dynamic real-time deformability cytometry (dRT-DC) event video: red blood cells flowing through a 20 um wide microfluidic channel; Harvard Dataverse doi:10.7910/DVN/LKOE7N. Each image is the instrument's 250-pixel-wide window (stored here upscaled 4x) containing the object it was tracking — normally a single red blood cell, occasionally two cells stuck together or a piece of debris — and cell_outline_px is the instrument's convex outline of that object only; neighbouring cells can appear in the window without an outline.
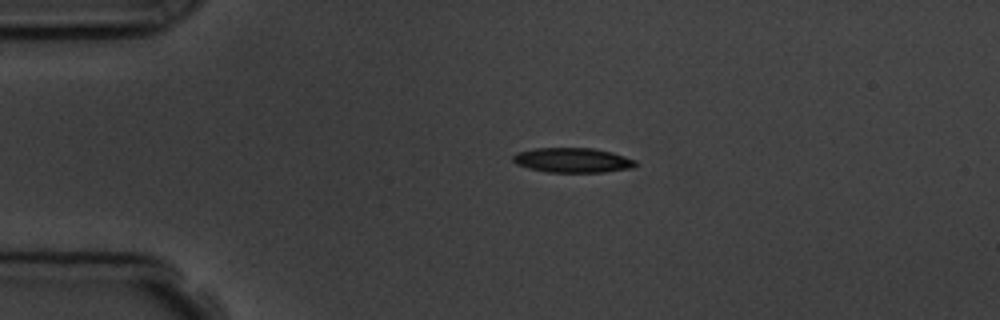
{"species": "common noctule bat (a hibernating species)", "species_latin": "Nyctalus noctula", "temperature_condition": "room temperature", "stored_images_in_passage": 3, "camera_frame_rate_fps": 3000, "um_per_image_px": 0.085, "animal": {"sex": "male", "body_mass_g": 19.5, "forearm_length_mm": 54.6}, "frame": {"image": 1, "passage_image": 2, "time_ms": 1.333, "image_size_px": [1000, 320], "cell_outline_px": [[640, 164], [632, 168], [604, 172], [548, 172], [528, 168], [516, 164], [512, 160], [512, 156], [516, 152], [536, 148], [592, 148], [612, 152], [636, 160]], "centroid_in_image_um": [48.68, 13.62], "position_along_channel_um": 36.3, "area_um2": 17.8}}
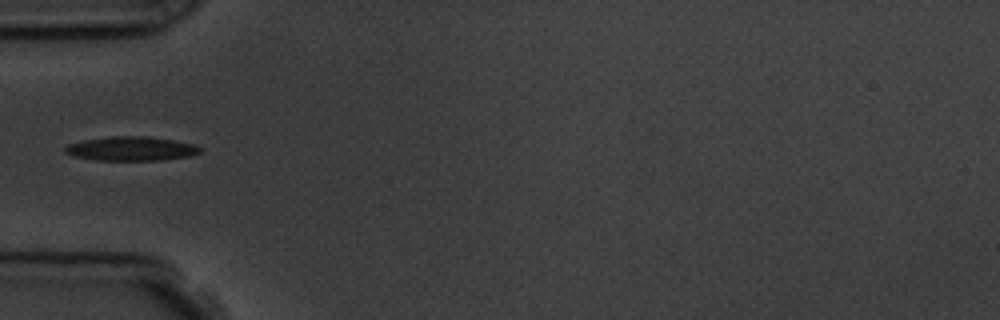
{"frame": {"image": 2, "passage_image": 3, "time_ms": 3.333, "image_size_px": [1000, 320], "cell_outline_px": [[200, 152], [192, 156], [160, 160], [96, 160], [72, 156], [64, 152], [64, 148], [68, 144], [84, 140], [112, 136], [148, 136], [196, 144], [200, 148]], "centroid_in_image_um": [11.15, 12.64], "position_along_channel_um": 73.9, "area_um2": 19.02}}